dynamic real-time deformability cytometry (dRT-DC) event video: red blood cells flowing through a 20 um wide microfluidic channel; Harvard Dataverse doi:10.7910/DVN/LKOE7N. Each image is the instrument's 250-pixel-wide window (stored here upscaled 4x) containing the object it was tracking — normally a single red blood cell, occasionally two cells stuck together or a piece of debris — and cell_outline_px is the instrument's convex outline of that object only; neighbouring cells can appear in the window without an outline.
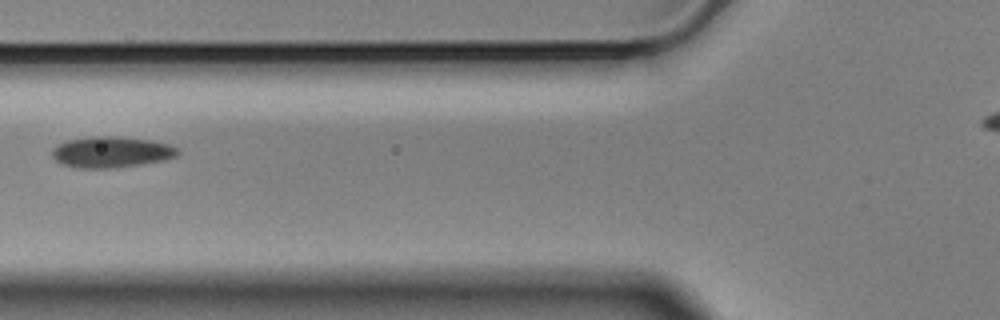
{"species": "Egyptian fruit bat (a non-hibernating species)", "species_latin": "Rousettus aegyptiacus", "temperature_condition": "cold", "stored_images_in_passage": 2, "camera_frame_rate_fps": 3000, "um_per_image_px": 0.085, "animal": {"sex": "male"}, "frame": {"image": 1, "passage_image": 2, "time_ms": 0.333, "image_size_px": [1000, 320], "cell_outline_px": [[180, 152], [176, 156], [164, 160], [116, 168], [76, 168], [60, 164], [52, 156], [52, 148], [68, 140], [92, 136], [120, 136], [152, 140], [168, 144], [176, 148]], "centroid_in_image_um": [9.45, 12.92], "position_along_channel_um": 116.4, "area_um2": 22.83}}